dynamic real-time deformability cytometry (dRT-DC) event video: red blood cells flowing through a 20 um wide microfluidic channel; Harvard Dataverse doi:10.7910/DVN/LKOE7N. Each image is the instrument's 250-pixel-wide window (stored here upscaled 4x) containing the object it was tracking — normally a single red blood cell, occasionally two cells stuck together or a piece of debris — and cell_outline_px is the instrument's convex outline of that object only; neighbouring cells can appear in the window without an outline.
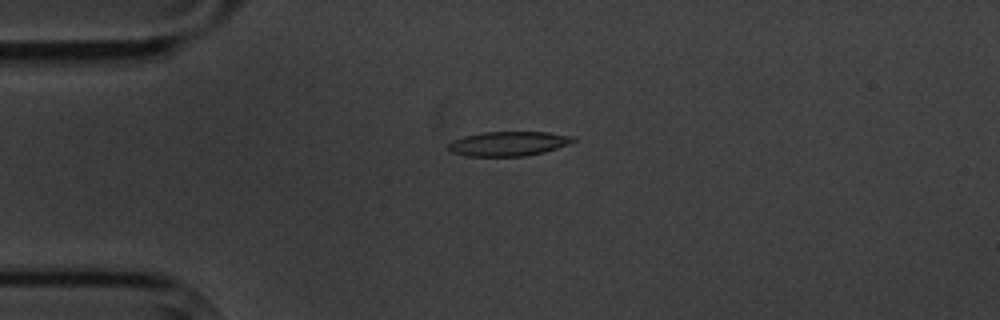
{"species": "common noctule bat (a hibernating species)", "species_latin": "Nyctalus noctula", "temperature_condition": "cold", "stored_images_in_passage": 10, "camera_frame_rate_fps": 3000, "um_per_image_px": 0.085, "animal": {"sex": "male", "body_mass_g": 20.1, "forearm_length_mm": 53.5}, "frame": {"image": 1, "passage_image": 4, "time_ms": 4.0, "image_size_px": [1000, 320], "cell_outline_px": [[576, 140], [568, 144], [544, 152], [524, 156], [468, 156], [448, 152], [444, 148], [452, 140], [464, 136], [484, 132], [548, 132], [572, 136]], "centroid_in_image_um": [43.13, 12.21], "position_along_channel_um": 41.9, "area_um2": 17.92}}
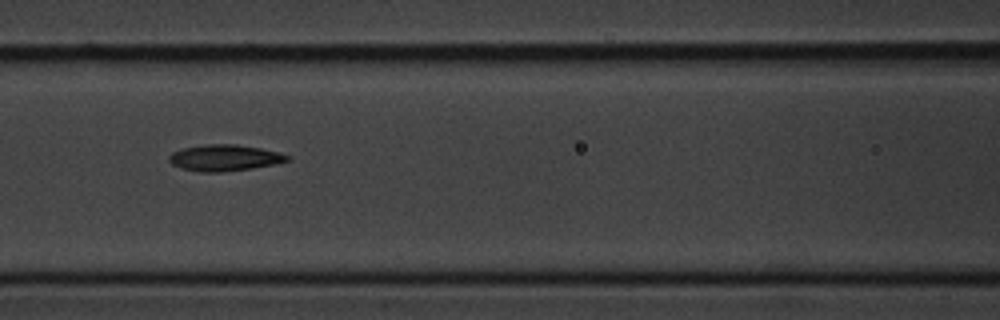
{"frame": {"image": 2, "passage_image": 7, "time_ms": 7.667, "image_size_px": [1000, 320], "cell_outline_px": [[288, 160], [276, 164], [252, 168], [220, 172], [200, 172], [180, 168], [172, 164], [168, 160], [168, 156], [172, 152], [184, 148], [204, 144], [236, 144], [260, 148], [280, 152], [288, 156]], "centroid_in_image_um": [19.05, 13.41], "position_along_channel_um": 147.5, "area_um2": 18.09}}
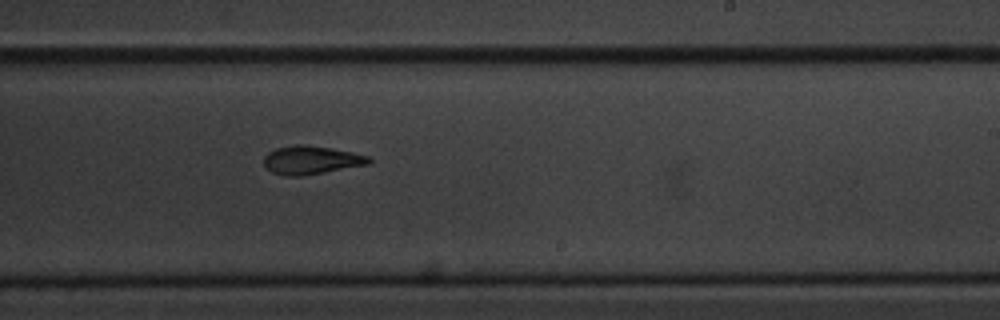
{"frame": {"image": 3, "passage_image": 10, "time_ms": 11.0, "image_size_px": [1000, 320], "cell_outline_px": [[372, 160], [368, 164], [324, 172], [300, 176], [284, 176], [272, 172], [264, 164], [264, 156], [268, 152], [276, 148], [296, 144], [304, 144], [352, 152], [368, 156]], "centroid_in_image_um": [26.42, 13.6], "position_along_channel_um": 262.6, "area_um2": 17.17}}